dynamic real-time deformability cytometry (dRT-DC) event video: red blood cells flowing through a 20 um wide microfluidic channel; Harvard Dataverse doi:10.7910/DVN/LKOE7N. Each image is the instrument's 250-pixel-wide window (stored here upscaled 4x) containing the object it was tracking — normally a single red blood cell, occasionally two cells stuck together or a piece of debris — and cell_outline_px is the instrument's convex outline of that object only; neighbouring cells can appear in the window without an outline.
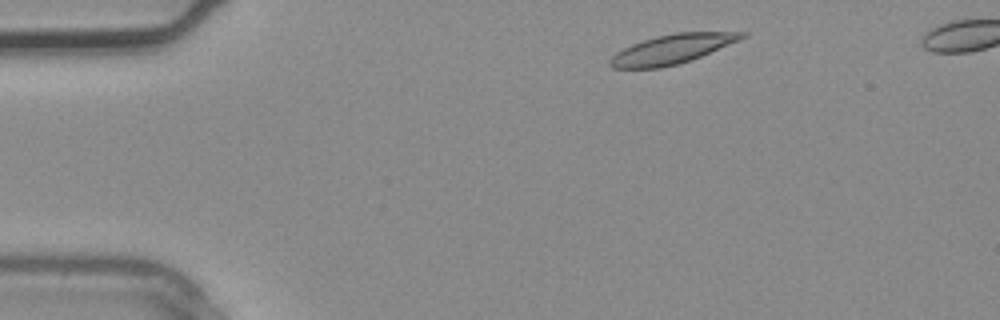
{"species": "common noctule bat (a hibernating species)", "species_latin": "Nyctalus noctula", "temperature_condition": "warm", "stored_images_in_passage": 3, "camera_frame_rate_fps": 3000, "um_per_image_px": 0.085, "animal": {"sex": "male", "body_mass_g": 20.4}, "frame": {"image": 1, "passage_image": 1, "time_ms": 0.0, "image_size_px": [1000, 320], "cell_outline_px": [[748, 36], [740, 40], [692, 60], [660, 68], [612, 68], [608, 64], [608, 60], [616, 52], [632, 44], [656, 36], [676, 32], [748, 32]], "centroid_in_image_um": [57.13, 4.17], "position_along_channel_um": 27.9, "area_um2": 22.54}}